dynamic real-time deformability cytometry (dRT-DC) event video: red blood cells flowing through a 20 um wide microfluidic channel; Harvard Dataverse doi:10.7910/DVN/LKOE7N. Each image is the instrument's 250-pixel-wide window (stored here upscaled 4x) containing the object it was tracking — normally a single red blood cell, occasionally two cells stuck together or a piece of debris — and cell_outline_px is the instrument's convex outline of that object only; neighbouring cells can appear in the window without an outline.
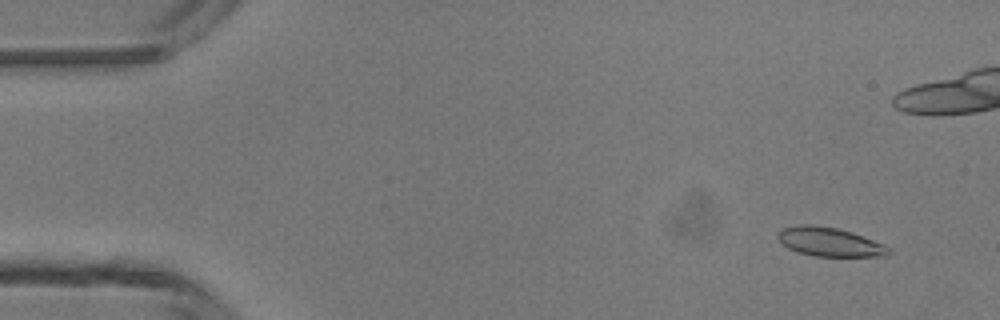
{"species": "common noctule bat (a hibernating species)", "species_latin": "Nyctalus noctula", "temperature_condition": "room temperature", "stored_images_in_passage": 5, "camera_frame_rate_fps": 3000, "um_per_image_px": 0.085, "animal": {"sex": "male", "body_mass_g": 13.3}, "frame": {"image": 1, "passage_image": 1, "time_ms": 0.0, "image_size_px": [1000, 320], "cell_outline_px": [[892, 252], [884, 256], [812, 256], [796, 252], [780, 244], [776, 236], [776, 232], [784, 228], [800, 224], [812, 224], [836, 228], [852, 232], [884, 244]], "centroid_in_image_um": [70.45, 20.56], "position_along_channel_um": 14.6, "area_um2": 18.84}}
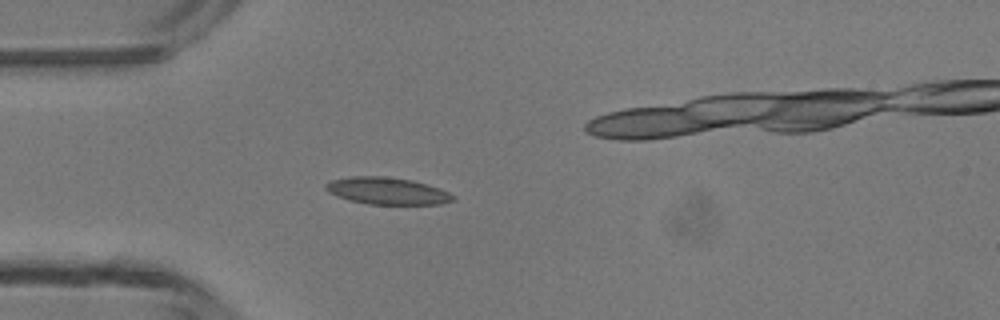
{"frame": {"image": 2, "passage_image": 4, "time_ms": 3.333, "image_size_px": [1000, 320], "cell_outline_px": [[456, 200], [440, 204], [368, 204], [348, 200], [336, 196], [328, 192], [324, 188], [324, 184], [332, 180], [352, 176], [384, 176], [412, 180], [428, 184], [440, 188], [456, 196]], "centroid_in_image_um": [32.91, 16.23], "position_along_channel_um": 52.1, "area_um2": 20.23}}